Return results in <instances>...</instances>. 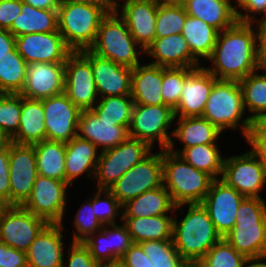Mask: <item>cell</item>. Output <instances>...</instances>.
Listing matches in <instances>:
<instances>
[{"label":"cell","instance_id":"cell-57","mask_svg":"<svg viewBox=\"0 0 266 267\" xmlns=\"http://www.w3.org/2000/svg\"><path fill=\"white\" fill-rule=\"evenodd\" d=\"M15 47V36L7 29L0 28V58Z\"/></svg>","mask_w":266,"mask_h":267},{"label":"cell","instance_id":"cell-17","mask_svg":"<svg viewBox=\"0 0 266 267\" xmlns=\"http://www.w3.org/2000/svg\"><path fill=\"white\" fill-rule=\"evenodd\" d=\"M46 125V140L68 142L77 136L81 109L63 92L42 99Z\"/></svg>","mask_w":266,"mask_h":267},{"label":"cell","instance_id":"cell-51","mask_svg":"<svg viewBox=\"0 0 266 267\" xmlns=\"http://www.w3.org/2000/svg\"><path fill=\"white\" fill-rule=\"evenodd\" d=\"M0 267H28L26 252L0 242Z\"/></svg>","mask_w":266,"mask_h":267},{"label":"cell","instance_id":"cell-22","mask_svg":"<svg viewBox=\"0 0 266 267\" xmlns=\"http://www.w3.org/2000/svg\"><path fill=\"white\" fill-rule=\"evenodd\" d=\"M160 1L135 0L122 4L119 7L121 10H116L141 50L145 51L155 39L156 16Z\"/></svg>","mask_w":266,"mask_h":267},{"label":"cell","instance_id":"cell-18","mask_svg":"<svg viewBox=\"0 0 266 267\" xmlns=\"http://www.w3.org/2000/svg\"><path fill=\"white\" fill-rule=\"evenodd\" d=\"M15 47L27 64L65 63L73 52L59 31L20 35L15 37Z\"/></svg>","mask_w":266,"mask_h":267},{"label":"cell","instance_id":"cell-14","mask_svg":"<svg viewBox=\"0 0 266 267\" xmlns=\"http://www.w3.org/2000/svg\"><path fill=\"white\" fill-rule=\"evenodd\" d=\"M49 223L22 206H9L0 219V242L27 252Z\"/></svg>","mask_w":266,"mask_h":267},{"label":"cell","instance_id":"cell-63","mask_svg":"<svg viewBox=\"0 0 266 267\" xmlns=\"http://www.w3.org/2000/svg\"><path fill=\"white\" fill-rule=\"evenodd\" d=\"M9 207V205L2 199H0V219L2 217L3 212Z\"/></svg>","mask_w":266,"mask_h":267},{"label":"cell","instance_id":"cell-5","mask_svg":"<svg viewBox=\"0 0 266 267\" xmlns=\"http://www.w3.org/2000/svg\"><path fill=\"white\" fill-rule=\"evenodd\" d=\"M235 226L224 239L247 259L266 257V203L245 197L238 208Z\"/></svg>","mask_w":266,"mask_h":267},{"label":"cell","instance_id":"cell-60","mask_svg":"<svg viewBox=\"0 0 266 267\" xmlns=\"http://www.w3.org/2000/svg\"><path fill=\"white\" fill-rule=\"evenodd\" d=\"M106 1H107V5L110 11H116L119 9L120 3H118L116 0H106ZM131 1H135V0H125L124 3H128Z\"/></svg>","mask_w":266,"mask_h":267},{"label":"cell","instance_id":"cell-8","mask_svg":"<svg viewBox=\"0 0 266 267\" xmlns=\"http://www.w3.org/2000/svg\"><path fill=\"white\" fill-rule=\"evenodd\" d=\"M152 148L144 141L128 137L116 147L100 151L94 178L96 189H110L129 169L151 153Z\"/></svg>","mask_w":266,"mask_h":267},{"label":"cell","instance_id":"cell-7","mask_svg":"<svg viewBox=\"0 0 266 267\" xmlns=\"http://www.w3.org/2000/svg\"><path fill=\"white\" fill-rule=\"evenodd\" d=\"M138 45L124 20L116 11H109L102 19L96 40L89 49L101 57L133 69L140 64L138 54L145 53L140 49L137 52Z\"/></svg>","mask_w":266,"mask_h":267},{"label":"cell","instance_id":"cell-28","mask_svg":"<svg viewBox=\"0 0 266 267\" xmlns=\"http://www.w3.org/2000/svg\"><path fill=\"white\" fill-rule=\"evenodd\" d=\"M190 17L203 20L219 32L232 27L238 20L231 0H179Z\"/></svg>","mask_w":266,"mask_h":267},{"label":"cell","instance_id":"cell-2","mask_svg":"<svg viewBox=\"0 0 266 267\" xmlns=\"http://www.w3.org/2000/svg\"><path fill=\"white\" fill-rule=\"evenodd\" d=\"M173 243L181 257L195 266L222 237L201 203L188 204L179 222L173 220Z\"/></svg>","mask_w":266,"mask_h":267},{"label":"cell","instance_id":"cell-6","mask_svg":"<svg viewBox=\"0 0 266 267\" xmlns=\"http://www.w3.org/2000/svg\"><path fill=\"white\" fill-rule=\"evenodd\" d=\"M243 94L236 80H217L210 92L202 117L210 121L221 132L226 129H237L241 125L244 137L251 129L252 120L245 114ZM241 122V124H240Z\"/></svg>","mask_w":266,"mask_h":267},{"label":"cell","instance_id":"cell-54","mask_svg":"<svg viewBox=\"0 0 266 267\" xmlns=\"http://www.w3.org/2000/svg\"><path fill=\"white\" fill-rule=\"evenodd\" d=\"M251 24L257 25L256 27H258L257 29L258 31L255 32V36H256V55H257L259 70L266 71V18L263 17L261 20L259 19L255 20L251 22Z\"/></svg>","mask_w":266,"mask_h":267},{"label":"cell","instance_id":"cell-42","mask_svg":"<svg viewBox=\"0 0 266 267\" xmlns=\"http://www.w3.org/2000/svg\"><path fill=\"white\" fill-rule=\"evenodd\" d=\"M139 244L155 267H190L176 250L173 239L143 241Z\"/></svg>","mask_w":266,"mask_h":267},{"label":"cell","instance_id":"cell-12","mask_svg":"<svg viewBox=\"0 0 266 267\" xmlns=\"http://www.w3.org/2000/svg\"><path fill=\"white\" fill-rule=\"evenodd\" d=\"M38 176L34 145L9 141L10 206H22Z\"/></svg>","mask_w":266,"mask_h":267},{"label":"cell","instance_id":"cell-10","mask_svg":"<svg viewBox=\"0 0 266 267\" xmlns=\"http://www.w3.org/2000/svg\"><path fill=\"white\" fill-rule=\"evenodd\" d=\"M163 185L162 150L150 153L126 171L109 189L123 206L142 193Z\"/></svg>","mask_w":266,"mask_h":267},{"label":"cell","instance_id":"cell-9","mask_svg":"<svg viewBox=\"0 0 266 267\" xmlns=\"http://www.w3.org/2000/svg\"><path fill=\"white\" fill-rule=\"evenodd\" d=\"M175 119L174 109L169 105L134 104L128 135L151 148L157 140L162 150L168 149L172 139L167 130Z\"/></svg>","mask_w":266,"mask_h":267},{"label":"cell","instance_id":"cell-15","mask_svg":"<svg viewBox=\"0 0 266 267\" xmlns=\"http://www.w3.org/2000/svg\"><path fill=\"white\" fill-rule=\"evenodd\" d=\"M64 78V93L77 107L90 110L97 104L91 63L80 52H72L67 57Z\"/></svg>","mask_w":266,"mask_h":267},{"label":"cell","instance_id":"cell-23","mask_svg":"<svg viewBox=\"0 0 266 267\" xmlns=\"http://www.w3.org/2000/svg\"><path fill=\"white\" fill-rule=\"evenodd\" d=\"M82 243L89 249L92 257L102 265L121 259L133 241L127 227L122 223L121 226L105 225L101 231L90 235Z\"/></svg>","mask_w":266,"mask_h":267},{"label":"cell","instance_id":"cell-13","mask_svg":"<svg viewBox=\"0 0 266 267\" xmlns=\"http://www.w3.org/2000/svg\"><path fill=\"white\" fill-rule=\"evenodd\" d=\"M220 179L244 197L262 199L259 192L266 184V169L249 150L225 158Z\"/></svg>","mask_w":266,"mask_h":267},{"label":"cell","instance_id":"cell-39","mask_svg":"<svg viewBox=\"0 0 266 267\" xmlns=\"http://www.w3.org/2000/svg\"><path fill=\"white\" fill-rule=\"evenodd\" d=\"M187 13L179 0H161L156 16L155 38L181 34Z\"/></svg>","mask_w":266,"mask_h":267},{"label":"cell","instance_id":"cell-49","mask_svg":"<svg viewBox=\"0 0 266 267\" xmlns=\"http://www.w3.org/2000/svg\"><path fill=\"white\" fill-rule=\"evenodd\" d=\"M0 199L10 206L9 141H0Z\"/></svg>","mask_w":266,"mask_h":267},{"label":"cell","instance_id":"cell-34","mask_svg":"<svg viewBox=\"0 0 266 267\" xmlns=\"http://www.w3.org/2000/svg\"><path fill=\"white\" fill-rule=\"evenodd\" d=\"M33 145L38 175L66 181V142L43 140Z\"/></svg>","mask_w":266,"mask_h":267},{"label":"cell","instance_id":"cell-32","mask_svg":"<svg viewBox=\"0 0 266 267\" xmlns=\"http://www.w3.org/2000/svg\"><path fill=\"white\" fill-rule=\"evenodd\" d=\"M170 193L162 185L148 190L122 206V217H152L174 211Z\"/></svg>","mask_w":266,"mask_h":267},{"label":"cell","instance_id":"cell-1","mask_svg":"<svg viewBox=\"0 0 266 267\" xmlns=\"http://www.w3.org/2000/svg\"><path fill=\"white\" fill-rule=\"evenodd\" d=\"M209 61L213 66L206 69L218 80L240 81L258 71L252 24L237 21L232 27L220 31Z\"/></svg>","mask_w":266,"mask_h":267},{"label":"cell","instance_id":"cell-41","mask_svg":"<svg viewBox=\"0 0 266 267\" xmlns=\"http://www.w3.org/2000/svg\"><path fill=\"white\" fill-rule=\"evenodd\" d=\"M245 110L248 109L251 120L266 112V72L258 74L256 71L239 81Z\"/></svg>","mask_w":266,"mask_h":267},{"label":"cell","instance_id":"cell-11","mask_svg":"<svg viewBox=\"0 0 266 267\" xmlns=\"http://www.w3.org/2000/svg\"><path fill=\"white\" fill-rule=\"evenodd\" d=\"M69 186L66 181L38 175L31 195L22 207L49 224H63Z\"/></svg>","mask_w":266,"mask_h":267},{"label":"cell","instance_id":"cell-40","mask_svg":"<svg viewBox=\"0 0 266 267\" xmlns=\"http://www.w3.org/2000/svg\"><path fill=\"white\" fill-rule=\"evenodd\" d=\"M100 99L91 110L101 120L116 122V126H127L129 128L134 106L131 95L108 96Z\"/></svg>","mask_w":266,"mask_h":267},{"label":"cell","instance_id":"cell-25","mask_svg":"<svg viewBox=\"0 0 266 267\" xmlns=\"http://www.w3.org/2000/svg\"><path fill=\"white\" fill-rule=\"evenodd\" d=\"M127 126H116V122L101 120L91 109L82 110L77 128V136L89 140L101 151L116 147L128 137ZM99 146V148H98Z\"/></svg>","mask_w":266,"mask_h":267},{"label":"cell","instance_id":"cell-35","mask_svg":"<svg viewBox=\"0 0 266 267\" xmlns=\"http://www.w3.org/2000/svg\"><path fill=\"white\" fill-rule=\"evenodd\" d=\"M178 127L171 133L185 148L196 145L216 144L221 131L203 117H178Z\"/></svg>","mask_w":266,"mask_h":267},{"label":"cell","instance_id":"cell-19","mask_svg":"<svg viewBox=\"0 0 266 267\" xmlns=\"http://www.w3.org/2000/svg\"><path fill=\"white\" fill-rule=\"evenodd\" d=\"M79 52L91 63L98 96L131 95L132 68L101 57L90 49Z\"/></svg>","mask_w":266,"mask_h":267},{"label":"cell","instance_id":"cell-45","mask_svg":"<svg viewBox=\"0 0 266 267\" xmlns=\"http://www.w3.org/2000/svg\"><path fill=\"white\" fill-rule=\"evenodd\" d=\"M194 68L189 67H163L162 98L166 105L173 109L179 104V98L185 82V77Z\"/></svg>","mask_w":266,"mask_h":267},{"label":"cell","instance_id":"cell-37","mask_svg":"<svg viewBox=\"0 0 266 267\" xmlns=\"http://www.w3.org/2000/svg\"><path fill=\"white\" fill-rule=\"evenodd\" d=\"M171 152L180 155L187 163L196 169L209 174L213 179H220L217 175H222L225 158L220 154L216 144L196 145L190 148L175 150L174 140L168 148Z\"/></svg>","mask_w":266,"mask_h":267},{"label":"cell","instance_id":"cell-56","mask_svg":"<svg viewBox=\"0 0 266 267\" xmlns=\"http://www.w3.org/2000/svg\"><path fill=\"white\" fill-rule=\"evenodd\" d=\"M251 145V153L266 169V138H246Z\"/></svg>","mask_w":266,"mask_h":267},{"label":"cell","instance_id":"cell-16","mask_svg":"<svg viewBox=\"0 0 266 267\" xmlns=\"http://www.w3.org/2000/svg\"><path fill=\"white\" fill-rule=\"evenodd\" d=\"M245 197L221 179H214L201 204L222 238L235 226L236 214Z\"/></svg>","mask_w":266,"mask_h":267},{"label":"cell","instance_id":"cell-38","mask_svg":"<svg viewBox=\"0 0 266 267\" xmlns=\"http://www.w3.org/2000/svg\"><path fill=\"white\" fill-rule=\"evenodd\" d=\"M27 62L16 47L0 58V92L19 94L25 84Z\"/></svg>","mask_w":266,"mask_h":267},{"label":"cell","instance_id":"cell-44","mask_svg":"<svg viewBox=\"0 0 266 267\" xmlns=\"http://www.w3.org/2000/svg\"><path fill=\"white\" fill-rule=\"evenodd\" d=\"M247 258L224 238L217 242L195 265L196 267H244Z\"/></svg>","mask_w":266,"mask_h":267},{"label":"cell","instance_id":"cell-30","mask_svg":"<svg viewBox=\"0 0 266 267\" xmlns=\"http://www.w3.org/2000/svg\"><path fill=\"white\" fill-rule=\"evenodd\" d=\"M97 147L89 140L78 136L66 142L65 173L66 182L71 185L74 179L87 172L88 177L95 176L97 167Z\"/></svg>","mask_w":266,"mask_h":267},{"label":"cell","instance_id":"cell-50","mask_svg":"<svg viewBox=\"0 0 266 267\" xmlns=\"http://www.w3.org/2000/svg\"><path fill=\"white\" fill-rule=\"evenodd\" d=\"M235 11L237 20L242 23H251L256 20L254 14H262V18H266V0H236ZM237 6L247 13L243 14L238 11ZM253 15H251V14ZM264 15V16H263ZM254 18V19H253Z\"/></svg>","mask_w":266,"mask_h":267},{"label":"cell","instance_id":"cell-62","mask_svg":"<svg viewBox=\"0 0 266 267\" xmlns=\"http://www.w3.org/2000/svg\"><path fill=\"white\" fill-rule=\"evenodd\" d=\"M101 267H127V266L125 265V263L121 259H118L115 261H111V262L102 264Z\"/></svg>","mask_w":266,"mask_h":267},{"label":"cell","instance_id":"cell-33","mask_svg":"<svg viewBox=\"0 0 266 267\" xmlns=\"http://www.w3.org/2000/svg\"><path fill=\"white\" fill-rule=\"evenodd\" d=\"M15 37L58 31L57 9H38L22 1V9L8 29Z\"/></svg>","mask_w":266,"mask_h":267},{"label":"cell","instance_id":"cell-26","mask_svg":"<svg viewBox=\"0 0 266 267\" xmlns=\"http://www.w3.org/2000/svg\"><path fill=\"white\" fill-rule=\"evenodd\" d=\"M155 58L150 64L161 67H201L199 61L192 55L188 43L182 34H173L155 38L144 51Z\"/></svg>","mask_w":266,"mask_h":267},{"label":"cell","instance_id":"cell-52","mask_svg":"<svg viewBox=\"0 0 266 267\" xmlns=\"http://www.w3.org/2000/svg\"><path fill=\"white\" fill-rule=\"evenodd\" d=\"M21 9L22 0H0V28L8 30Z\"/></svg>","mask_w":266,"mask_h":267},{"label":"cell","instance_id":"cell-59","mask_svg":"<svg viewBox=\"0 0 266 267\" xmlns=\"http://www.w3.org/2000/svg\"><path fill=\"white\" fill-rule=\"evenodd\" d=\"M266 257L247 259L244 267H266Z\"/></svg>","mask_w":266,"mask_h":267},{"label":"cell","instance_id":"cell-36","mask_svg":"<svg viewBox=\"0 0 266 267\" xmlns=\"http://www.w3.org/2000/svg\"><path fill=\"white\" fill-rule=\"evenodd\" d=\"M218 33L217 29L203 20L187 15L181 34L186 39L192 55L199 61V58H210Z\"/></svg>","mask_w":266,"mask_h":267},{"label":"cell","instance_id":"cell-53","mask_svg":"<svg viewBox=\"0 0 266 267\" xmlns=\"http://www.w3.org/2000/svg\"><path fill=\"white\" fill-rule=\"evenodd\" d=\"M121 260L127 267H155L139 243H133Z\"/></svg>","mask_w":266,"mask_h":267},{"label":"cell","instance_id":"cell-55","mask_svg":"<svg viewBox=\"0 0 266 267\" xmlns=\"http://www.w3.org/2000/svg\"><path fill=\"white\" fill-rule=\"evenodd\" d=\"M245 138H266V112L252 120L251 129Z\"/></svg>","mask_w":266,"mask_h":267},{"label":"cell","instance_id":"cell-4","mask_svg":"<svg viewBox=\"0 0 266 267\" xmlns=\"http://www.w3.org/2000/svg\"><path fill=\"white\" fill-rule=\"evenodd\" d=\"M58 31L73 51L89 49L95 42L102 19L110 11L107 3H61Z\"/></svg>","mask_w":266,"mask_h":267},{"label":"cell","instance_id":"cell-31","mask_svg":"<svg viewBox=\"0 0 266 267\" xmlns=\"http://www.w3.org/2000/svg\"><path fill=\"white\" fill-rule=\"evenodd\" d=\"M133 243L173 238V217L157 215L152 217H122Z\"/></svg>","mask_w":266,"mask_h":267},{"label":"cell","instance_id":"cell-20","mask_svg":"<svg viewBox=\"0 0 266 267\" xmlns=\"http://www.w3.org/2000/svg\"><path fill=\"white\" fill-rule=\"evenodd\" d=\"M26 73L23 97L42 100L64 92L65 63H30Z\"/></svg>","mask_w":266,"mask_h":267},{"label":"cell","instance_id":"cell-21","mask_svg":"<svg viewBox=\"0 0 266 267\" xmlns=\"http://www.w3.org/2000/svg\"><path fill=\"white\" fill-rule=\"evenodd\" d=\"M217 80L204 66L194 68L185 77L179 104L174 109L175 118L202 117L210 92Z\"/></svg>","mask_w":266,"mask_h":267},{"label":"cell","instance_id":"cell-46","mask_svg":"<svg viewBox=\"0 0 266 267\" xmlns=\"http://www.w3.org/2000/svg\"><path fill=\"white\" fill-rule=\"evenodd\" d=\"M92 208V199L83 203L77 211L74 226L77 231H74L72 242H83L90 235L99 232L103 228V224L98 220Z\"/></svg>","mask_w":266,"mask_h":267},{"label":"cell","instance_id":"cell-58","mask_svg":"<svg viewBox=\"0 0 266 267\" xmlns=\"http://www.w3.org/2000/svg\"><path fill=\"white\" fill-rule=\"evenodd\" d=\"M24 3L29 4L38 9H58L61 0H22Z\"/></svg>","mask_w":266,"mask_h":267},{"label":"cell","instance_id":"cell-47","mask_svg":"<svg viewBox=\"0 0 266 267\" xmlns=\"http://www.w3.org/2000/svg\"><path fill=\"white\" fill-rule=\"evenodd\" d=\"M102 195L106 197H104V200L101 197ZM92 208L95 211L94 214L104 226L116 224L115 218L122 213V205L108 189H97V193L94 194L92 199Z\"/></svg>","mask_w":266,"mask_h":267},{"label":"cell","instance_id":"cell-3","mask_svg":"<svg viewBox=\"0 0 266 267\" xmlns=\"http://www.w3.org/2000/svg\"><path fill=\"white\" fill-rule=\"evenodd\" d=\"M162 178L176 205L174 211L185 204L201 203L214 180L169 149L162 150Z\"/></svg>","mask_w":266,"mask_h":267},{"label":"cell","instance_id":"cell-27","mask_svg":"<svg viewBox=\"0 0 266 267\" xmlns=\"http://www.w3.org/2000/svg\"><path fill=\"white\" fill-rule=\"evenodd\" d=\"M163 67L153 64L137 65L132 69L131 97L134 104L160 105L165 104L161 88Z\"/></svg>","mask_w":266,"mask_h":267},{"label":"cell","instance_id":"cell-29","mask_svg":"<svg viewBox=\"0 0 266 267\" xmlns=\"http://www.w3.org/2000/svg\"><path fill=\"white\" fill-rule=\"evenodd\" d=\"M46 140V125L42 100L21 95V117L17 134L10 140L17 144L33 145Z\"/></svg>","mask_w":266,"mask_h":267},{"label":"cell","instance_id":"cell-43","mask_svg":"<svg viewBox=\"0 0 266 267\" xmlns=\"http://www.w3.org/2000/svg\"><path fill=\"white\" fill-rule=\"evenodd\" d=\"M21 117V94H0V140L10 141L18 132Z\"/></svg>","mask_w":266,"mask_h":267},{"label":"cell","instance_id":"cell-24","mask_svg":"<svg viewBox=\"0 0 266 267\" xmlns=\"http://www.w3.org/2000/svg\"><path fill=\"white\" fill-rule=\"evenodd\" d=\"M62 224H48L26 252L28 267H64Z\"/></svg>","mask_w":266,"mask_h":267},{"label":"cell","instance_id":"cell-61","mask_svg":"<svg viewBox=\"0 0 266 267\" xmlns=\"http://www.w3.org/2000/svg\"><path fill=\"white\" fill-rule=\"evenodd\" d=\"M61 3H107L106 0H61Z\"/></svg>","mask_w":266,"mask_h":267},{"label":"cell","instance_id":"cell-48","mask_svg":"<svg viewBox=\"0 0 266 267\" xmlns=\"http://www.w3.org/2000/svg\"><path fill=\"white\" fill-rule=\"evenodd\" d=\"M68 251V265L63 264L65 267H101L82 242H72Z\"/></svg>","mask_w":266,"mask_h":267}]
</instances>
